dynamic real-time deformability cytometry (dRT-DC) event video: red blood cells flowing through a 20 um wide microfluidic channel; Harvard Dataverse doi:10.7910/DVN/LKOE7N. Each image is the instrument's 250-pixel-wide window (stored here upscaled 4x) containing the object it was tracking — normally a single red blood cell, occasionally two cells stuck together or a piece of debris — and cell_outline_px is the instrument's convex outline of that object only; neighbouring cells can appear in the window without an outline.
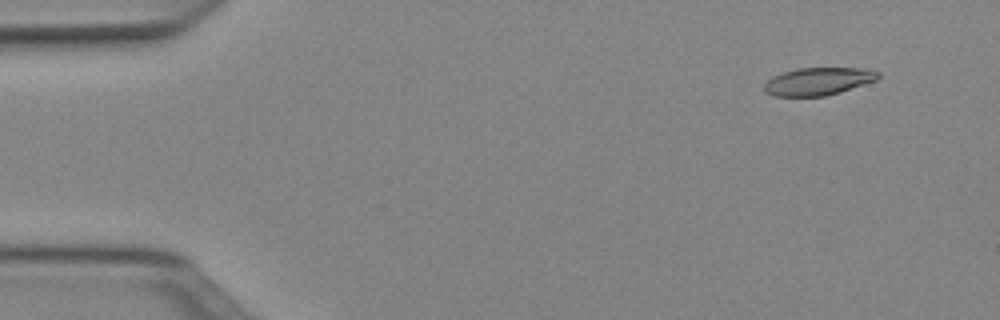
{"species": "Egyptian fruit bat (a non-hibernating species)", "species_latin": "Rousettus aegyptiacus", "temperature_condition": "cold", "stored_images_in_passage": 49, "camera_frame_rate_fps": 3000, "um_per_image_px": 0.085, "animal": {"sex": "female"}, "frame": {"image": 1, "passage_image": 3, "time_ms": 0.667, "image_size_px": [1000, 320], "cell_outline_px": [[880, 76], [876, 80], [840, 92], [824, 96], [772, 96], [764, 92], [764, 84], [772, 76], [796, 68], [872, 68], [880, 72]], "centroid_in_image_um": [69.56, 6.91], "position_along_channel_um": 15.4, "area_um2": 18.5}}
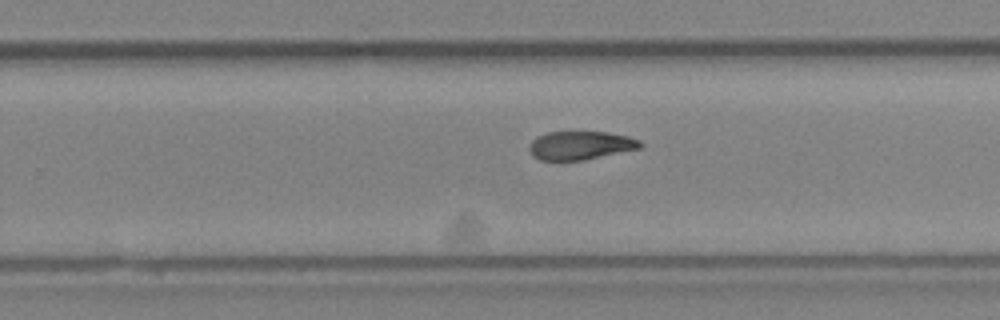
{"frame": {"image": 2, "passage_image": 31, "time_ms": 10.0, "image_size_px": [1000, 320], "cell_outline_px": [[644, 144], [640, 148], [584, 160], [540, 160], [532, 156], [528, 148], [532, 140], [536, 136], [548, 132], [604, 132], [628, 136], [640, 140]], "centroid_in_image_um": [49.32, 12.36], "position_along_channel_um": 280.5, "area_um2": 18.44}}
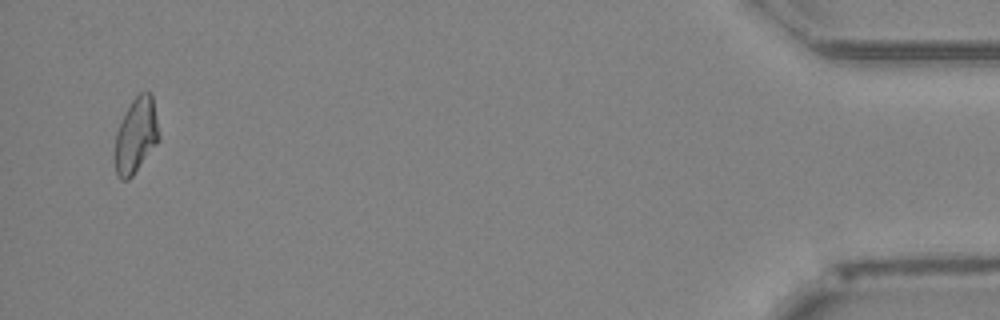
{"frame": {"image": 3, "passage_image": 48, "time_ms": 15.667, "image_size_px": [1000, 320], "cell_outline_px": [[160, 140], [132, 176], [128, 180], [120, 180], [116, 176], [112, 156], [116, 132], [132, 100], [140, 92], [152, 92], [160, 136]], "centroid_in_image_um": [11.53, 11.57], "position_along_channel_um": 423.7, "area_um2": 19.77}, "authors_computed_cell_mechanics": {"area_um2": 19.5364, "velocity_mm_per_s": 3.9932, "shape_relaxation_time_tau1_ms": null, "shape_relaxation_time_tau2_ms": 6.1338, "deformation_change_tau1": null, "deformation_change_tau2": 0.1333}}